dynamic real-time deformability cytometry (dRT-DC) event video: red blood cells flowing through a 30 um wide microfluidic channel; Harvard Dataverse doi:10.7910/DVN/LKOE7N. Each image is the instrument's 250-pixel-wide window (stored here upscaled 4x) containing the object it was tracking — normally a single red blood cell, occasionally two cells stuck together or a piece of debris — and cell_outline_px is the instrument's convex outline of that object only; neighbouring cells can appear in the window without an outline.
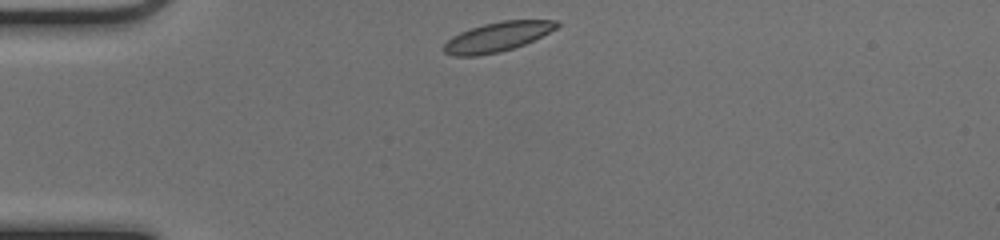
{"species": "common noctule bat (a hibernating species)", "species_latin": "Nyctalus noctula", "temperature_condition": "cold", "stored_images_in_passage": 40, "camera_frame_rate_fps": 3000, "um_per_image_px": 0.085, "animal": {"sex": "female", "body_mass_g": 17.0, "forearm_length_mm": 48.0}, "frame": {"image": 1, "passage_image": 1, "time_ms": 0.0, "image_size_px": [1000, 240], "cell_outline_px": [[560, 24], [556, 28], [524, 44], [500, 52], [476, 56], [456, 56], [444, 52], [444, 44], [452, 36], [460, 32], [484, 24], [504, 20], [560, 20]], "centroid_in_image_um": [42.27, 3.13], "position_along_channel_um": 42.7, "area_um2": 19.13}}
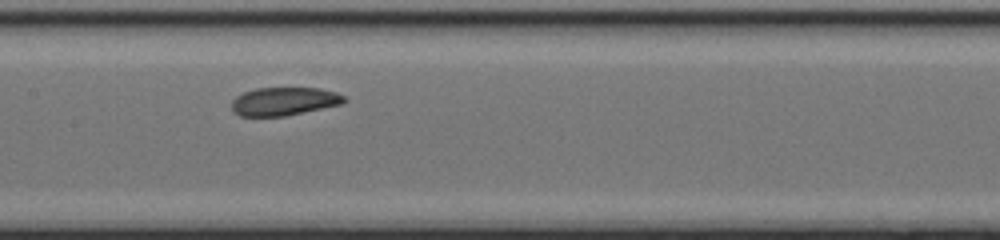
{"frame": {"image": 2, "passage_image": 14, "time_ms": 4.333, "image_size_px": [1000, 240], "cell_outline_px": [[348, 100], [344, 104], [284, 116], [240, 116], [232, 112], [232, 100], [236, 96], [244, 92], [256, 88], [320, 88], [336, 92], [344, 96]], "centroid_in_image_um": [24.16, 8.61], "position_along_channel_um": 183.2, "area_um2": 18.67}}
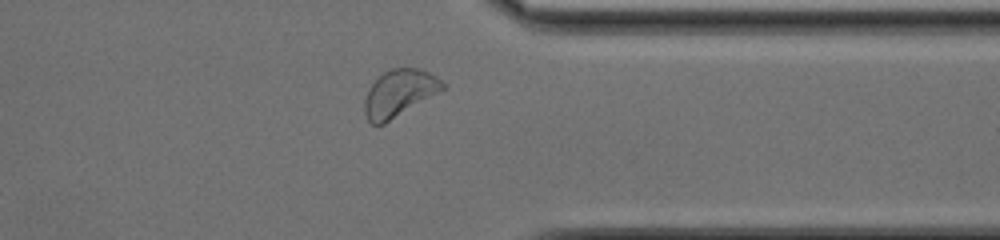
{"frame": {"image": 3, "passage_image": 29, "time_ms": 9.333, "image_size_px": [1000, 240], "cell_outline_px": [[448, 88], [384, 124], [372, 124], [368, 120], [364, 112], [364, 100], [368, 88], [384, 72], [392, 68], [416, 68], [428, 72], [436, 76]], "centroid_in_image_um": [33.95, 7.93], "position_along_channel_um": 377.5, "area_um2": 21.39}, "authors_computed_cell_mechanics": {"area_um2": 19.5653, "velocity_mm_per_s": 3.9666, "shape_relaxation_time_tau1_ms": 3.7363, "shape_relaxation_time_tau2_ms": 1.3876, "deformation_change_tau1": 0.1116, "deformation_change_tau2": 0.0545}}